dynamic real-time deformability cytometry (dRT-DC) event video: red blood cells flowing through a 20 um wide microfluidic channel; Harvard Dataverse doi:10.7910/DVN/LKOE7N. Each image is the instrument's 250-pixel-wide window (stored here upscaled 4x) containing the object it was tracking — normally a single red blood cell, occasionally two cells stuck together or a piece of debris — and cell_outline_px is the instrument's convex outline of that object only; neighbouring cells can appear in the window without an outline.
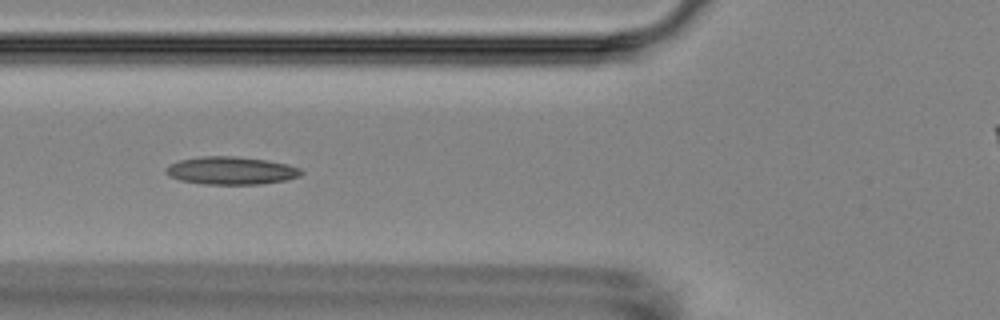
{"species": "Egyptian fruit bat (a non-hibernating species)", "species_latin": "Rousettus aegyptiacus", "temperature_condition": "room temperature", "stored_images_in_passage": 8, "camera_frame_rate_fps": 3000, "um_per_image_px": 0.085, "animal": {"sex": "female"}, "frame": {"image": 1, "passage_image": 5, "time_ms": 4.667, "image_size_px": [1000, 320], "cell_outline_px": [[304, 172], [300, 176], [288, 180], [260, 184], [204, 184], [180, 180], [168, 176], [164, 172], [172, 164], [180, 160], [204, 156], [236, 156], [268, 160], [288, 164], [300, 168]], "centroid_in_image_um": [19.7, 14.5], "position_along_channel_um": 106.1, "area_um2": 21.96}}
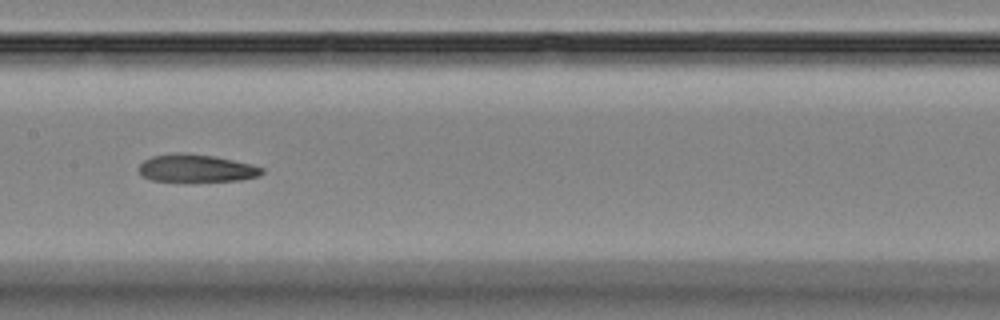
{"frame": {"image": 2, "passage_image": 7, "time_ms": 7.0, "image_size_px": [1000, 320], "cell_outline_px": [[264, 172], [260, 176], [240, 180], [184, 184], [152, 180], [140, 176], [136, 168], [144, 160], [152, 156], [176, 152], [184, 152], [216, 156], [252, 164], [264, 168]], "centroid_in_image_um": [16.64, 14.34], "position_along_channel_um": 190.8, "area_um2": 21.15}}
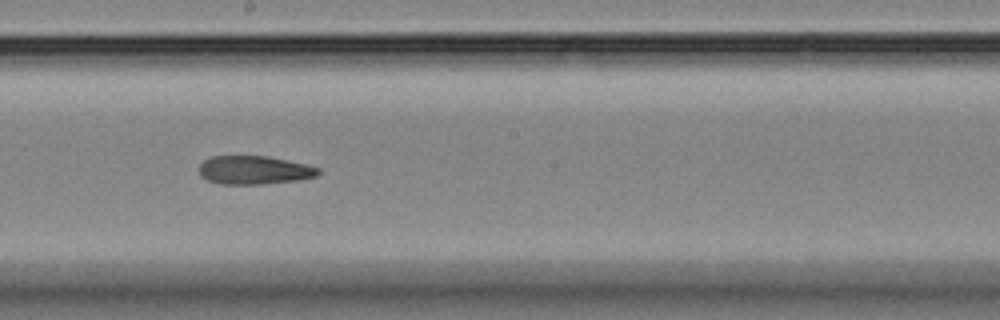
{"frame": {"image": 3, "passage_image": 8, "time_ms": 8.0, "image_size_px": [1000, 320], "cell_outline_px": [[320, 172], [316, 176], [300, 180], [260, 184], [220, 184], [208, 180], [200, 176], [200, 164], [204, 160], [212, 156], [268, 156], [288, 160], [320, 168]], "centroid_in_image_um": [21.61, 14.46], "position_along_channel_um": 226.6, "area_um2": 19.77}}